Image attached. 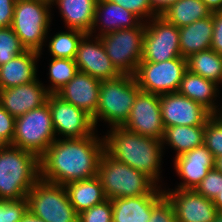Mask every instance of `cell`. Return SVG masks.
Instances as JSON below:
<instances>
[{
  "mask_svg": "<svg viewBox=\"0 0 222 222\" xmlns=\"http://www.w3.org/2000/svg\"><path fill=\"white\" fill-rule=\"evenodd\" d=\"M96 132L83 138L56 139L40 157V178L65 186L97 176L104 137Z\"/></svg>",
  "mask_w": 222,
  "mask_h": 222,
  "instance_id": "cell-1",
  "label": "cell"
},
{
  "mask_svg": "<svg viewBox=\"0 0 222 222\" xmlns=\"http://www.w3.org/2000/svg\"><path fill=\"white\" fill-rule=\"evenodd\" d=\"M104 135L105 151L114 159L143 172L157 185L161 177L162 140L113 127ZM158 182V183H157Z\"/></svg>",
  "mask_w": 222,
  "mask_h": 222,
  "instance_id": "cell-2",
  "label": "cell"
},
{
  "mask_svg": "<svg viewBox=\"0 0 222 222\" xmlns=\"http://www.w3.org/2000/svg\"><path fill=\"white\" fill-rule=\"evenodd\" d=\"M39 179L38 156L11 144L0 150V199L27 198Z\"/></svg>",
  "mask_w": 222,
  "mask_h": 222,
  "instance_id": "cell-3",
  "label": "cell"
},
{
  "mask_svg": "<svg viewBox=\"0 0 222 222\" xmlns=\"http://www.w3.org/2000/svg\"><path fill=\"white\" fill-rule=\"evenodd\" d=\"M97 176L106 198L110 200L141 195H164V189L151 178L112 158L106 151L101 155Z\"/></svg>",
  "mask_w": 222,
  "mask_h": 222,
  "instance_id": "cell-4",
  "label": "cell"
},
{
  "mask_svg": "<svg viewBox=\"0 0 222 222\" xmlns=\"http://www.w3.org/2000/svg\"><path fill=\"white\" fill-rule=\"evenodd\" d=\"M140 91L132 75H120L112 80H102L96 115L92 118L95 128L99 120L108 123L109 128L121 127L127 121Z\"/></svg>",
  "mask_w": 222,
  "mask_h": 222,
  "instance_id": "cell-5",
  "label": "cell"
},
{
  "mask_svg": "<svg viewBox=\"0 0 222 222\" xmlns=\"http://www.w3.org/2000/svg\"><path fill=\"white\" fill-rule=\"evenodd\" d=\"M52 6L50 0L15 1L11 28L26 50L42 52L52 21Z\"/></svg>",
  "mask_w": 222,
  "mask_h": 222,
  "instance_id": "cell-6",
  "label": "cell"
},
{
  "mask_svg": "<svg viewBox=\"0 0 222 222\" xmlns=\"http://www.w3.org/2000/svg\"><path fill=\"white\" fill-rule=\"evenodd\" d=\"M56 139L47 102L16 118L11 145L29 151L40 158Z\"/></svg>",
  "mask_w": 222,
  "mask_h": 222,
  "instance_id": "cell-7",
  "label": "cell"
},
{
  "mask_svg": "<svg viewBox=\"0 0 222 222\" xmlns=\"http://www.w3.org/2000/svg\"><path fill=\"white\" fill-rule=\"evenodd\" d=\"M28 210L46 222H78L65 186L39 179L27 194Z\"/></svg>",
  "mask_w": 222,
  "mask_h": 222,
  "instance_id": "cell-8",
  "label": "cell"
},
{
  "mask_svg": "<svg viewBox=\"0 0 222 222\" xmlns=\"http://www.w3.org/2000/svg\"><path fill=\"white\" fill-rule=\"evenodd\" d=\"M146 22L99 36L107 56L121 75L134 76L142 59Z\"/></svg>",
  "mask_w": 222,
  "mask_h": 222,
  "instance_id": "cell-9",
  "label": "cell"
},
{
  "mask_svg": "<svg viewBox=\"0 0 222 222\" xmlns=\"http://www.w3.org/2000/svg\"><path fill=\"white\" fill-rule=\"evenodd\" d=\"M187 70L184 57L158 63L140 62L134 77L141 91L163 95L178 92Z\"/></svg>",
  "mask_w": 222,
  "mask_h": 222,
  "instance_id": "cell-10",
  "label": "cell"
},
{
  "mask_svg": "<svg viewBox=\"0 0 222 222\" xmlns=\"http://www.w3.org/2000/svg\"><path fill=\"white\" fill-rule=\"evenodd\" d=\"M182 57L179 28L157 15L146 22L141 62H162Z\"/></svg>",
  "mask_w": 222,
  "mask_h": 222,
  "instance_id": "cell-11",
  "label": "cell"
},
{
  "mask_svg": "<svg viewBox=\"0 0 222 222\" xmlns=\"http://www.w3.org/2000/svg\"><path fill=\"white\" fill-rule=\"evenodd\" d=\"M47 102L56 138L60 135L64 139L83 138L95 133L92 117L85 111L64 101L56 94H50Z\"/></svg>",
  "mask_w": 222,
  "mask_h": 222,
  "instance_id": "cell-12",
  "label": "cell"
},
{
  "mask_svg": "<svg viewBox=\"0 0 222 222\" xmlns=\"http://www.w3.org/2000/svg\"><path fill=\"white\" fill-rule=\"evenodd\" d=\"M121 127L132 133L162 140L165 127L162 121L159 95L140 91L127 121Z\"/></svg>",
  "mask_w": 222,
  "mask_h": 222,
  "instance_id": "cell-13",
  "label": "cell"
},
{
  "mask_svg": "<svg viewBox=\"0 0 222 222\" xmlns=\"http://www.w3.org/2000/svg\"><path fill=\"white\" fill-rule=\"evenodd\" d=\"M164 127L205 126L212 114L202 105L178 92L159 95Z\"/></svg>",
  "mask_w": 222,
  "mask_h": 222,
  "instance_id": "cell-14",
  "label": "cell"
},
{
  "mask_svg": "<svg viewBox=\"0 0 222 222\" xmlns=\"http://www.w3.org/2000/svg\"><path fill=\"white\" fill-rule=\"evenodd\" d=\"M164 196L173 206L176 222H213L218 213L213 200L194 189L164 188Z\"/></svg>",
  "mask_w": 222,
  "mask_h": 222,
  "instance_id": "cell-15",
  "label": "cell"
},
{
  "mask_svg": "<svg viewBox=\"0 0 222 222\" xmlns=\"http://www.w3.org/2000/svg\"><path fill=\"white\" fill-rule=\"evenodd\" d=\"M92 37L86 34L79 43L74 58L78 71L87 73L100 81L119 77L121 74L107 56L100 37Z\"/></svg>",
  "mask_w": 222,
  "mask_h": 222,
  "instance_id": "cell-16",
  "label": "cell"
},
{
  "mask_svg": "<svg viewBox=\"0 0 222 222\" xmlns=\"http://www.w3.org/2000/svg\"><path fill=\"white\" fill-rule=\"evenodd\" d=\"M50 94L46 86L37 79L31 83L0 90V105L17 118L46 104Z\"/></svg>",
  "mask_w": 222,
  "mask_h": 222,
  "instance_id": "cell-17",
  "label": "cell"
},
{
  "mask_svg": "<svg viewBox=\"0 0 222 222\" xmlns=\"http://www.w3.org/2000/svg\"><path fill=\"white\" fill-rule=\"evenodd\" d=\"M174 168L183 181L175 189H195L209 170L215 168V158L203 144L174 157Z\"/></svg>",
  "mask_w": 222,
  "mask_h": 222,
  "instance_id": "cell-18",
  "label": "cell"
},
{
  "mask_svg": "<svg viewBox=\"0 0 222 222\" xmlns=\"http://www.w3.org/2000/svg\"><path fill=\"white\" fill-rule=\"evenodd\" d=\"M101 81L87 73L78 71L74 77L55 94L64 101L85 111L92 118L99 103Z\"/></svg>",
  "mask_w": 222,
  "mask_h": 222,
  "instance_id": "cell-19",
  "label": "cell"
},
{
  "mask_svg": "<svg viewBox=\"0 0 222 222\" xmlns=\"http://www.w3.org/2000/svg\"><path fill=\"white\" fill-rule=\"evenodd\" d=\"M141 22L135 14L118 4L97 0L94 23L89 34L94 36L97 28L99 33L95 36L99 37L115 30L137 27Z\"/></svg>",
  "mask_w": 222,
  "mask_h": 222,
  "instance_id": "cell-20",
  "label": "cell"
},
{
  "mask_svg": "<svg viewBox=\"0 0 222 222\" xmlns=\"http://www.w3.org/2000/svg\"><path fill=\"white\" fill-rule=\"evenodd\" d=\"M42 52L26 50L0 66V90L36 81L37 61Z\"/></svg>",
  "mask_w": 222,
  "mask_h": 222,
  "instance_id": "cell-21",
  "label": "cell"
},
{
  "mask_svg": "<svg viewBox=\"0 0 222 222\" xmlns=\"http://www.w3.org/2000/svg\"><path fill=\"white\" fill-rule=\"evenodd\" d=\"M164 195H141L111 200L113 222H150L153 207Z\"/></svg>",
  "mask_w": 222,
  "mask_h": 222,
  "instance_id": "cell-22",
  "label": "cell"
},
{
  "mask_svg": "<svg viewBox=\"0 0 222 222\" xmlns=\"http://www.w3.org/2000/svg\"><path fill=\"white\" fill-rule=\"evenodd\" d=\"M178 93L202 105L212 115L220 109L214 102L220 93L218 84L189 70L182 78Z\"/></svg>",
  "mask_w": 222,
  "mask_h": 222,
  "instance_id": "cell-23",
  "label": "cell"
},
{
  "mask_svg": "<svg viewBox=\"0 0 222 222\" xmlns=\"http://www.w3.org/2000/svg\"><path fill=\"white\" fill-rule=\"evenodd\" d=\"M51 4L58 6L67 29L91 32L97 0H51Z\"/></svg>",
  "mask_w": 222,
  "mask_h": 222,
  "instance_id": "cell-24",
  "label": "cell"
},
{
  "mask_svg": "<svg viewBox=\"0 0 222 222\" xmlns=\"http://www.w3.org/2000/svg\"><path fill=\"white\" fill-rule=\"evenodd\" d=\"M214 30L213 16L179 28V45L181 56L188 58L191 54L211 48Z\"/></svg>",
  "mask_w": 222,
  "mask_h": 222,
  "instance_id": "cell-25",
  "label": "cell"
},
{
  "mask_svg": "<svg viewBox=\"0 0 222 222\" xmlns=\"http://www.w3.org/2000/svg\"><path fill=\"white\" fill-rule=\"evenodd\" d=\"M65 188L70 203L78 214L107 200L98 176L67 183Z\"/></svg>",
  "mask_w": 222,
  "mask_h": 222,
  "instance_id": "cell-26",
  "label": "cell"
},
{
  "mask_svg": "<svg viewBox=\"0 0 222 222\" xmlns=\"http://www.w3.org/2000/svg\"><path fill=\"white\" fill-rule=\"evenodd\" d=\"M205 126L166 127L162 144L175 150V157L203 145Z\"/></svg>",
  "mask_w": 222,
  "mask_h": 222,
  "instance_id": "cell-27",
  "label": "cell"
},
{
  "mask_svg": "<svg viewBox=\"0 0 222 222\" xmlns=\"http://www.w3.org/2000/svg\"><path fill=\"white\" fill-rule=\"evenodd\" d=\"M212 11L202 0H178L167 8L161 16L178 28L209 17Z\"/></svg>",
  "mask_w": 222,
  "mask_h": 222,
  "instance_id": "cell-28",
  "label": "cell"
},
{
  "mask_svg": "<svg viewBox=\"0 0 222 222\" xmlns=\"http://www.w3.org/2000/svg\"><path fill=\"white\" fill-rule=\"evenodd\" d=\"M186 59L190 72L214 81L218 85L222 84V55L210 48L193 53Z\"/></svg>",
  "mask_w": 222,
  "mask_h": 222,
  "instance_id": "cell-29",
  "label": "cell"
},
{
  "mask_svg": "<svg viewBox=\"0 0 222 222\" xmlns=\"http://www.w3.org/2000/svg\"><path fill=\"white\" fill-rule=\"evenodd\" d=\"M67 31L58 32L49 40L47 46L52 58H75L79 43L86 33L69 28Z\"/></svg>",
  "mask_w": 222,
  "mask_h": 222,
  "instance_id": "cell-30",
  "label": "cell"
},
{
  "mask_svg": "<svg viewBox=\"0 0 222 222\" xmlns=\"http://www.w3.org/2000/svg\"><path fill=\"white\" fill-rule=\"evenodd\" d=\"M48 70L51 84L46 88L51 94L59 91L78 72L74 59L65 58H51Z\"/></svg>",
  "mask_w": 222,
  "mask_h": 222,
  "instance_id": "cell-31",
  "label": "cell"
},
{
  "mask_svg": "<svg viewBox=\"0 0 222 222\" xmlns=\"http://www.w3.org/2000/svg\"><path fill=\"white\" fill-rule=\"evenodd\" d=\"M25 51V47L11 27L0 28V66Z\"/></svg>",
  "mask_w": 222,
  "mask_h": 222,
  "instance_id": "cell-32",
  "label": "cell"
},
{
  "mask_svg": "<svg viewBox=\"0 0 222 222\" xmlns=\"http://www.w3.org/2000/svg\"><path fill=\"white\" fill-rule=\"evenodd\" d=\"M203 144L215 159L222 157V121L216 115H212L205 123Z\"/></svg>",
  "mask_w": 222,
  "mask_h": 222,
  "instance_id": "cell-33",
  "label": "cell"
},
{
  "mask_svg": "<svg viewBox=\"0 0 222 222\" xmlns=\"http://www.w3.org/2000/svg\"><path fill=\"white\" fill-rule=\"evenodd\" d=\"M27 211V198L19 200L0 199V222H20Z\"/></svg>",
  "mask_w": 222,
  "mask_h": 222,
  "instance_id": "cell-34",
  "label": "cell"
},
{
  "mask_svg": "<svg viewBox=\"0 0 222 222\" xmlns=\"http://www.w3.org/2000/svg\"><path fill=\"white\" fill-rule=\"evenodd\" d=\"M78 222H113V207L110 199L94 205L78 214Z\"/></svg>",
  "mask_w": 222,
  "mask_h": 222,
  "instance_id": "cell-35",
  "label": "cell"
},
{
  "mask_svg": "<svg viewBox=\"0 0 222 222\" xmlns=\"http://www.w3.org/2000/svg\"><path fill=\"white\" fill-rule=\"evenodd\" d=\"M194 190L207 199L214 200L222 190V173L216 168L209 170Z\"/></svg>",
  "mask_w": 222,
  "mask_h": 222,
  "instance_id": "cell-36",
  "label": "cell"
},
{
  "mask_svg": "<svg viewBox=\"0 0 222 222\" xmlns=\"http://www.w3.org/2000/svg\"><path fill=\"white\" fill-rule=\"evenodd\" d=\"M135 14L142 22H147L157 14L151 9L149 0H109Z\"/></svg>",
  "mask_w": 222,
  "mask_h": 222,
  "instance_id": "cell-37",
  "label": "cell"
},
{
  "mask_svg": "<svg viewBox=\"0 0 222 222\" xmlns=\"http://www.w3.org/2000/svg\"><path fill=\"white\" fill-rule=\"evenodd\" d=\"M150 222H176L173 206L165 196L153 207Z\"/></svg>",
  "mask_w": 222,
  "mask_h": 222,
  "instance_id": "cell-38",
  "label": "cell"
},
{
  "mask_svg": "<svg viewBox=\"0 0 222 222\" xmlns=\"http://www.w3.org/2000/svg\"><path fill=\"white\" fill-rule=\"evenodd\" d=\"M15 120L16 118L0 105V134L10 144L15 132Z\"/></svg>",
  "mask_w": 222,
  "mask_h": 222,
  "instance_id": "cell-39",
  "label": "cell"
},
{
  "mask_svg": "<svg viewBox=\"0 0 222 222\" xmlns=\"http://www.w3.org/2000/svg\"><path fill=\"white\" fill-rule=\"evenodd\" d=\"M214 30L211 49L222 55V11L212 12Z\"/></svg>",
  "mask_w": 222,
  "mask_h": 222,
  "instance_id": "cell-40",
  "label": "cell"
},
{
  "mask_svg": "<svg viewBox=\"0 0 222 222\" xmlns=\"http://www.w3.org/2000/svg\"><path fill=\"white\" fill-rule=\"evenodd\" d=\"M16 0H0V28L11 27Z\"/></svg>",
  "mask_w": 222,
  "mask_h": 222,
  "instance_id": "cell-41",
  "label": "cell"
},
{
  "mask_svg": "<svg viewBox=\"0 0 222 222\" xmlns=\"http://www.w3.org/2000/svg\"><path fill=\"white\" fill-rule=\"evenodd\" d=\"M178 0H149L151 9L157 14L161 15L167 8Z\"/></svg>",
  "mask_w": 222,
  "mask_h": 222,
  "instance_id": "cell-42",
  "label": "cell"
},
{
  "mask_svg": "<svg viewBox=\"0 0 222 222\" xmlns=\"http://www.w3.org/2000/svg\"><path fill=\"white\" fill-rule=\"evenodd\" d=\"M204 4L212 11H222V0H202Z\"/></svg>",
  "mask_w": 222,
  "mask_h": 222,
  "instance_id": "cell-43",
  "label": "cell"
},
{
  "mask_svg": "<svg viewBox=\"0 0 222 222\" xmlns=\"http://www.w3.org/2000/svg\"><path fill=\"white\" fill-rule=\"evenodd\" d=\"M20 222H46L43 219L33 215L29 210L23 216Z\"/></svg>",
  "mask_w": 222,
  "mask_h": 222,
  "instance_id": "cell-44",
  "label": "cell"
},
{
  "mask_svg": "<svg viewBox=\"0 0 222 222\" xmlns=\"http://www.w3.org/2000/svg\"><path fill=\"white\" fill-rule=\"evenodd\" d=\"M218 212H222V190L213 200Z\"/></svg>",
  "mask_w": 222,
  "mask_h": 222,
  "instance_id": "cell-45",
  "label": "cell"
},
{
  "mask_svg": "<svg viewBox=\"0 0 222 222\" xmlns=\"http://www.w3.org/2000/svg\"><path fill=\"white\" fill-rule=\"evenodd\" d=\"M215 168L222 173V157L215 159Z\"/></svg>",
  "mask_w": 222,
  "mask_h": 222,
  "instance_id": "cell-46",
  "label": "cell"
},
{
  "mask_svg": "<svg viewBox=\"0 0 222 222\" xmlns=\"http://www.w3.org/2000/svg\"><path fill=\"white\" fill-rule=\"evenodd\" d=\"M10 143L0 134V150L9 146Z\"/></svg>",
  "mask_w": 222,
  "mask_h": 222,
  "instance_id": "cell-47",
  "label": "cell"
},
{
  "mask_svg": "<svg viewBox=\"0 0 222 222\" xmlns=\"http://www.w3.org/2000/svg\"><path fill=\"white\" fill-rule=\"evenodd\" d=\"M213 222H222V212L216 214V218Z\"/></svg>",
  "mask_w": 222,
  "mask_h": 222,
  "instance_id": "cell-48",
  "label": "cell"
},
{
  "mask_svg": "<svg viewBox=\"0 0 222 222\" xmlns=\"http://www.w3.org/2000/svg\"><path fill=\"white\" fill-rule=\"evenodd\" d=\"M222 104V103H221ZM221 109L217 111L215 114L221 121H222V106L220 107Z\"/></svg>",
  "mask_w": 222,
  "mask_h": 222,
  "instance_id": "cell-49",
  "label": "cell"
}]
</instances>
